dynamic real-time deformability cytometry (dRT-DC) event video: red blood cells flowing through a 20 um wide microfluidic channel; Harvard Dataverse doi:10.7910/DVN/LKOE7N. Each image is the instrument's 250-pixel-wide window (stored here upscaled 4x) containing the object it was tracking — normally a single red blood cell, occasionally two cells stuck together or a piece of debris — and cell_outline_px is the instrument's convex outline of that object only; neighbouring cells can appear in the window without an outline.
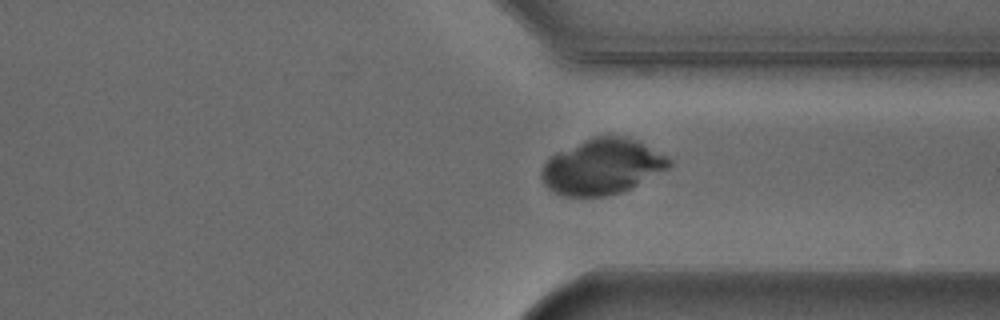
{"species": "Egyptian fruit bat (a non-hibernating species)", "species_latin": "Rousettus aegyptiacus", "temperature_condition": "cold", "stored_images_in_passage": 53, "camera_frame_rate_fps": 3000, "um_per_image_px": 0.085, "animal": {"sex": "male"}, "frame": {"image": 1, "passage_image": 40, "time_ms": 13.0, "image_size_px": [1000, 320], "cell_outline_px": [[672, 168], [620, 192], [608, 196], [564, 196], [552, 192], [544, 184], [540, 176], [540, 172], [544, 164], [556, 152], [592, 136], [620, 136], [636, 140], [668, 156], [672, 160]], "centroid_in_image_um": [51.19, 14.17], "position_along_channel_um": 360.2, "area_um2": 41.38}}
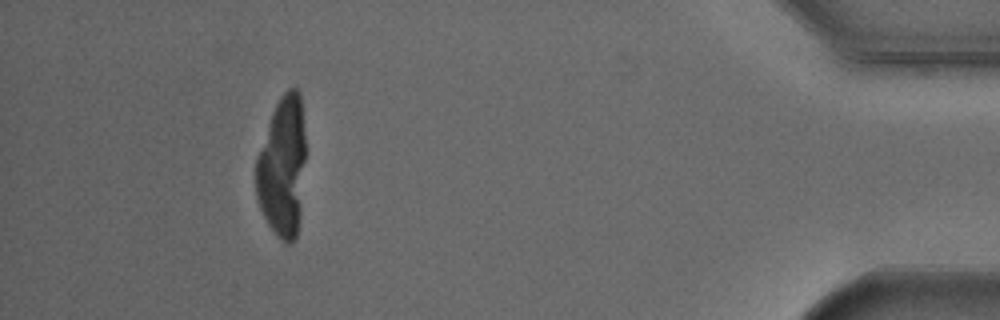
{"frame": {"image": 2, "passage_image": 49, "time_ms": 16.0, "image_size_px": [1000, 320], "cell_outline_px": [[304, 160], [300, 216], [296, 236], [292, 244], [284, 244], [276, 236], [268, 224], [260, 208], [256, 196], [256, 156], [272, 112], [280, 96], [288, 88], [296, 88], [300, 92], [304, 132]], "centroid_in_image_um": [23.99, 14.2], "position_along_channel_um": 411.2, "area_um2": 40.75}}